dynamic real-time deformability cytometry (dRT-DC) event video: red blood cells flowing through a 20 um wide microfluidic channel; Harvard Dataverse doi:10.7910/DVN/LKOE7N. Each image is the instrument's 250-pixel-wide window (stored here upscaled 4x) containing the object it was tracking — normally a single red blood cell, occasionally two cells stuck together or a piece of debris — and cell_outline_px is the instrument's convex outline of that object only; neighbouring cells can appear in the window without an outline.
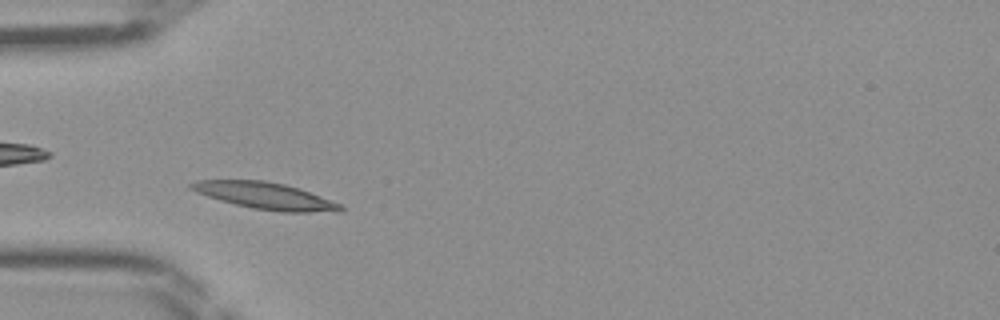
{"species": "Egyptian fruit bat (a non-hibernating species)", "species_latin": "Rousettus aegyptiacus", "temperature_condition": "room temperature", "stored_images_in_passage": 38, "camera_frame_rate_fps": 3000, "um_per_image_px": 0.085, "frame": {"image": 1, "passage_image": 6, "time_ms": 1.667, "image_size_px": [1000, 320], "cell_outline_px": [[344, 208], [340, 212], [280, 212], [252, 208], [220, 200], [196, 192], [188, 188], [188, 184], [196, 180], [264, 180], [284, 184], [300, 188], [340, 204]], "centroid_in_image_um": [22.54, 16.64], "position_along_channel_um": 62.5, "area_um2": 23.24}}
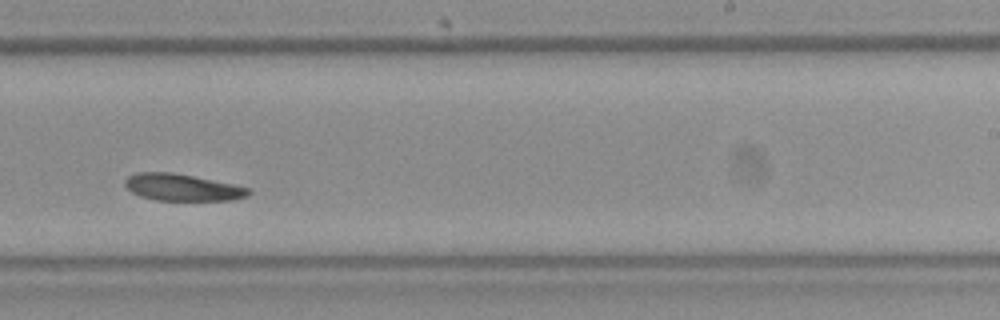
{"frame": {"image": 2, "passage_image": 21, "time_ms": 6.667, "image_size_px": [1000, 320], "cell_outline_px": [[252, 192], [248, 196], [236, 200], [156, 200], [140, 196], [132, 192], [124, 184], [124, 180], [128, 176], [136, 172], [172, 172], [236, 184], [248, 188]], "centroid_in_image_um": [15.52, 15.92], "position_along_channel_um": 273.5, "area_um2": 19.48}}
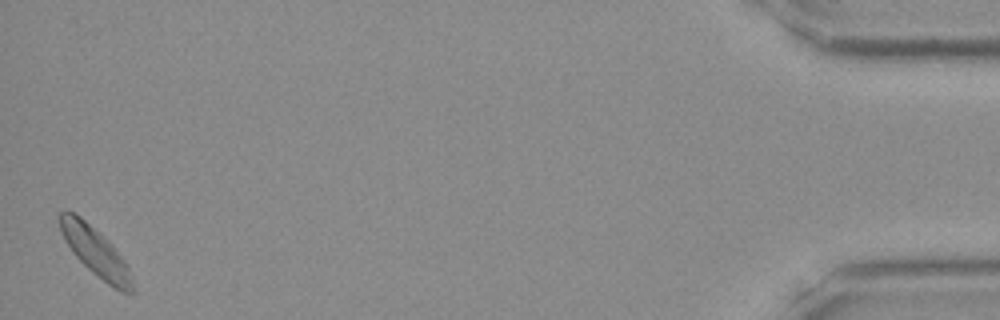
{"frame": {"image": 3, "passage_image": 38, "time_ms": 12.333, "image_size_px": [1000, 320], "cell_outline_px": [[136, 292], [120, 292], [108, 284], [92, 272], [72, 252], [64, 240], [60, 232], [56, 216], [60, 212], [72, 212], [80, 216], [100, 232], [112, 244], [128, 264]], "centroid_in_image_um": [8.12, 21.39], "position_along_channel_um": 427.1, "area_um2": 20.87}}